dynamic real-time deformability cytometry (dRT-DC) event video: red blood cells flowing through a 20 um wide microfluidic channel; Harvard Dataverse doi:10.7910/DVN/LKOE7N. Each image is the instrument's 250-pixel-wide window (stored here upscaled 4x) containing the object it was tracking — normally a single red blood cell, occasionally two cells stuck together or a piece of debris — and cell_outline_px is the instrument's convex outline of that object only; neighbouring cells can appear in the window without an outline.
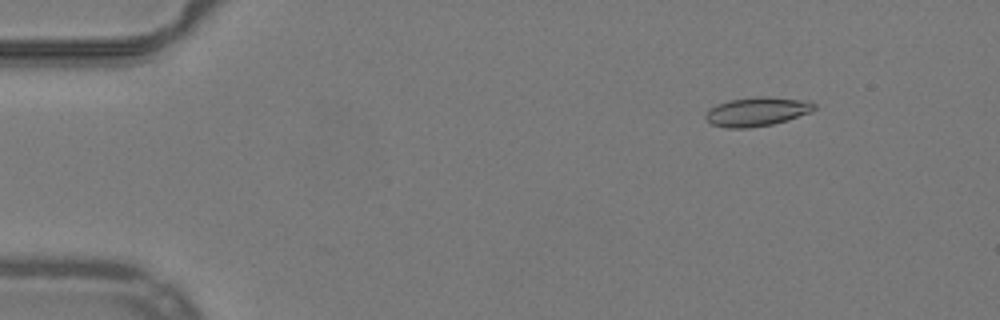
{"species": "common noctule bat (a hibernating species)", "species_latin": "Nyctalus noctula", "temperature_condition": "warm", "stored_images_in_passage": 47, "camera_frame_rate_fps": 3000, "um_per_image_px": 0.085, "animal": {"sex": "male", "body_mass_g": 19.2, "forearm_length_mm": 51.8}, "frame": {"image": 1, "passage_image": 7, "time_ms": 2.0, "image_size_px": [1000, 320], "cell_outline_px": [[816, 108], [812, 112], [788, 120], [772, 124], [748, 128], [728, 128], [712, 124], [704, 116], [708, 108], [716, 104], [728, 100], [756, 96], [768, 96], [808, 100], [816, 104]], "centroid_in_image_um": [64.36, 9.47], "position_along_channel_um": 20.6, "area_um2": 18.67}}
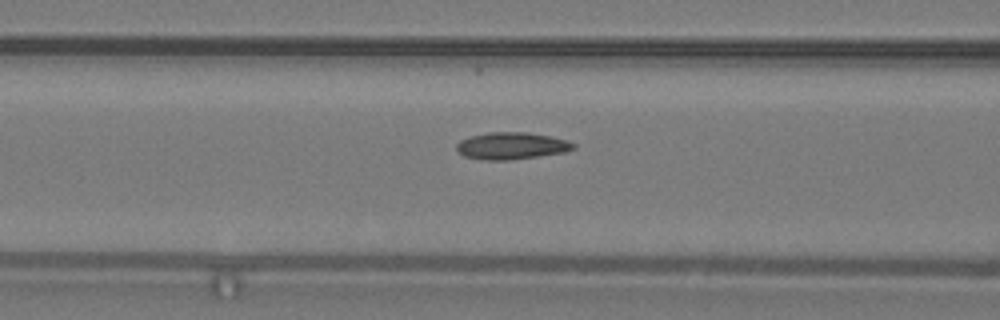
{"frame": {"image": 2, "passage_image": 22, "time_ms": 7.0, "image_size_px": [1000, 320], "cell_outline_px": [[576, 148], [564, 152], [512, 160], [480, 160], [464, 156], [456, 148], [456, 144], [460, 140], [468, 136], [488, 132], [528, 132], [568, 140], [576, 144]], "centroid_in_image_um": [43.46, 12.39], "position_along_channel_um": 123.1, "area_um2": 18.55}}
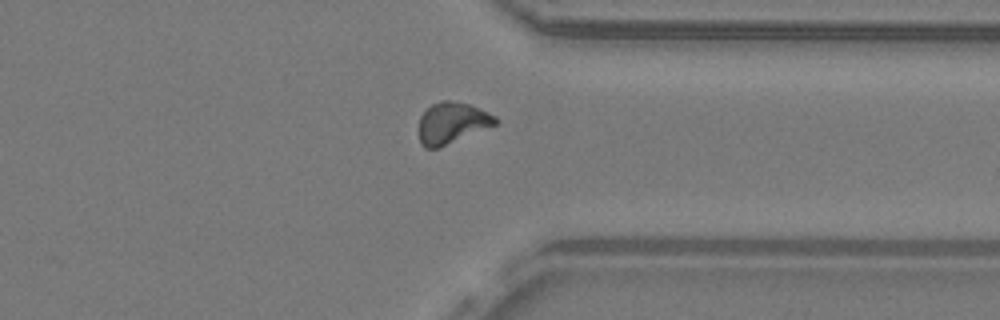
{"frame": {"image": 3, "passage_image": 41, "time_ms": 13.333, "image_size_px": [1000, 320], "cell_outline_px": [[496, 124], [440, 148], [424, 148], [420, 144], [420, 116], [432, 104], [440, 100], [448, 100], [468, 104], [488, 112], [496, 116]], "centroid_in_image_um": [38.4, 10.46], "position_along_channel_um": 373.0, "area_um2": 18.21}, "authors_computed_cell_mechanics": {"area_um2": 17.629, "velocity_mm_per_s": 3.9861, "shape_relaxation_time_tau1_ms": null, "shape_relaxation_time_tau2_ms": 3.3753, "deformation_change_tau1": null, "deformation_change_tau2": 0.0817}}